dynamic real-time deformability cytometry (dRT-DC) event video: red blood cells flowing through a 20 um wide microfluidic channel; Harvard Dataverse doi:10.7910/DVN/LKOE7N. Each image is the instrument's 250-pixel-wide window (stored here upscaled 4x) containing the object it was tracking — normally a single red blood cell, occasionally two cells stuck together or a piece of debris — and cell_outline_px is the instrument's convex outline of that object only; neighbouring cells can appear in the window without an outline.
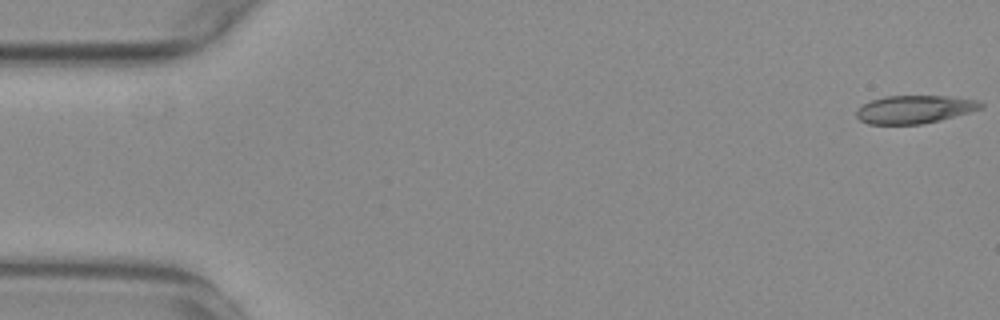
{"species": "common noctule bat (a hibernating species)", "species_latin": "Nyctalus noctula", "temperature_condition": "warm", "stored_images_in_passage": 19, "camera_frame_rate_fps": 3000, "um_per_image_px": 0.085, "animal": {"sex": "female", "body_mass_g": 29.2, "forearm_length_mm": 56.3}, "frame": {"image": 1, "passage_image": 1, "time_ms": 0.0, "image_size_px": [1000, 320], "cell_outline_px": [[984, 108], [940, 120], [920, 124], [868, 124], [860, 120], [856, 116], [856, 112], [864, 104], [872, 100], [884, 96], [952, 96], [976, 100], [984, 104]], "centroid_in_image_um": [77.76, 9.29], "position_along_channel_um": 7.2, "area_um2": 20.23}}
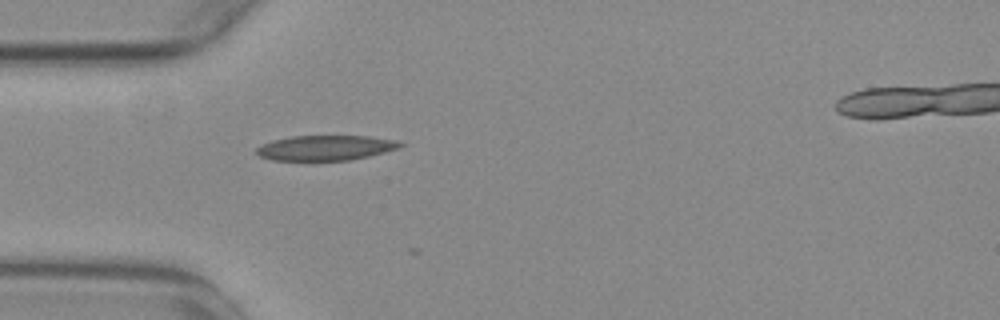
{"frame": {"image": 2, "passage_image": 16, "time_ms": 5.0, "image_size_px": [1000, 320], "cell_outline_px": [[404, 144], [400, 148], [368, 156], [348, 160], [272, 160], [260, 156], [256, 152], [256, 148], [272, 140], [292, 136], [368, 136], [400, 140]], "centroid_in_image_um": [27.72, 12.56], "position_along_channel_um": 57.3, "area_um2": 20.92}}